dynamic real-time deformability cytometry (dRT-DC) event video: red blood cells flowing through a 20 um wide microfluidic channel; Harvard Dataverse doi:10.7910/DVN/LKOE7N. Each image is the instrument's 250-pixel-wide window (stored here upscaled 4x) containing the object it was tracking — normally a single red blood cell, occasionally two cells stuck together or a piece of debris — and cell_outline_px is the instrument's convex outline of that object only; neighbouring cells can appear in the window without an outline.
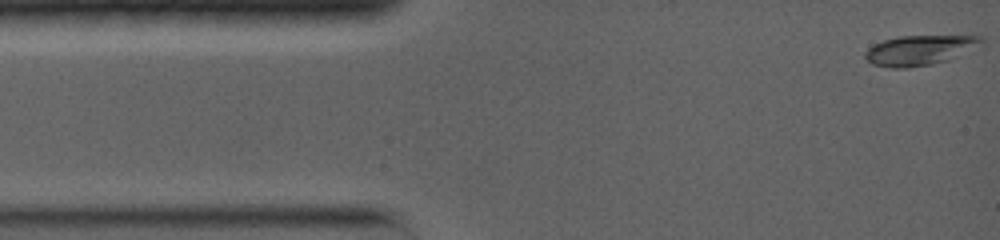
{"species": "common noctule bat (a hibernating species)", "species_latin": "Nyctalus noctula", "temperature_condition": "warm", "stored_images_in_passage": 66, "camera_frame_rate_fps": 5000, "um_per_image_px": 0.085, "animal": {"sex": "female", "body_mass_g": 19.0, "forearm_length_mm": 56.7}, "frame": {"image": 1, "passage_image": 1, "time_ms": 0.0, "image_size_px": [1000, 240], "cell_outline_px": [[984, 48], [948, 60], [932, 64], [904, 68], [892, 68], [872, 64], [864, 56], [864, 52], [868, 48], [884, 40], [900, 36], [980, 36], [984, 40]], "centroid_in_image_um": [78.29, 4.27], "position_along_channel_um": 6.7, "area_um2": 20.63}}
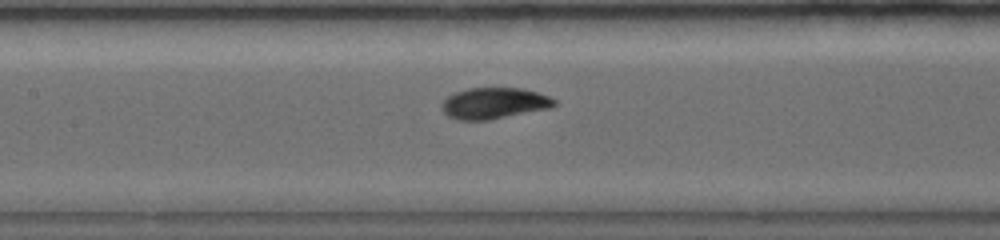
{"frame": {"image": 2, "passage_image": 26, "time_ms": 6.0, "image_size_px": [1000, 240], "cell_outline_px": [[556, 104], [552, 108], [488, 120], [456, 120], [448, 116], [440, 108], [440, 104], [448, 96], [456, 92], [468, 88], [524, 88], [548, 96], [556, 100]], "centroid_in_image_um": [41.99, 8.78], "position_along_channel_um": 165.4, "area_um2": 20.58}}
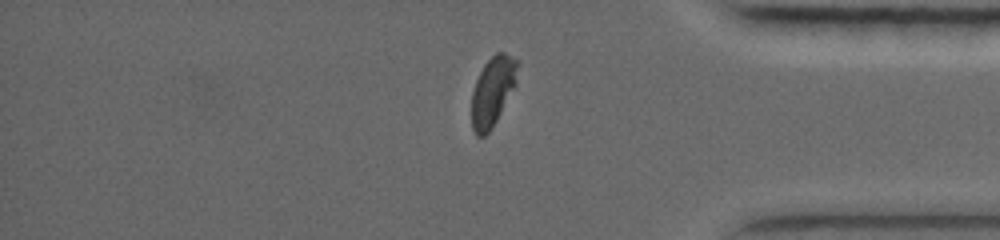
{"frame": {"image": 3, "passage_image": 59, "time_ms": 12.2, "image_size_px": [1000, 240], "cell_outline_px": [[520, 60], [516, 84], [496, 120], [488, 132], [484, 136], [476, 136], [472, 128], [472, 92], [476, 80], [484, 64], [496, 52], [504, 52]], "centroid_in_image_um": [41.9, 7.7], "position_along_channel_um": 393.3, "area_um2": 18.5}, "authors_computed_cell_mechanics": {"area_um2": 19.8254, "velocity_mm_per_s": 3.9173, "shape_relaxation_time_tau1_ms": 3.9878, "shape_relaxation_time_tau2_ms": null, "deformation_change_tau1": 0.2102, "deformation_change_tau2": null}}